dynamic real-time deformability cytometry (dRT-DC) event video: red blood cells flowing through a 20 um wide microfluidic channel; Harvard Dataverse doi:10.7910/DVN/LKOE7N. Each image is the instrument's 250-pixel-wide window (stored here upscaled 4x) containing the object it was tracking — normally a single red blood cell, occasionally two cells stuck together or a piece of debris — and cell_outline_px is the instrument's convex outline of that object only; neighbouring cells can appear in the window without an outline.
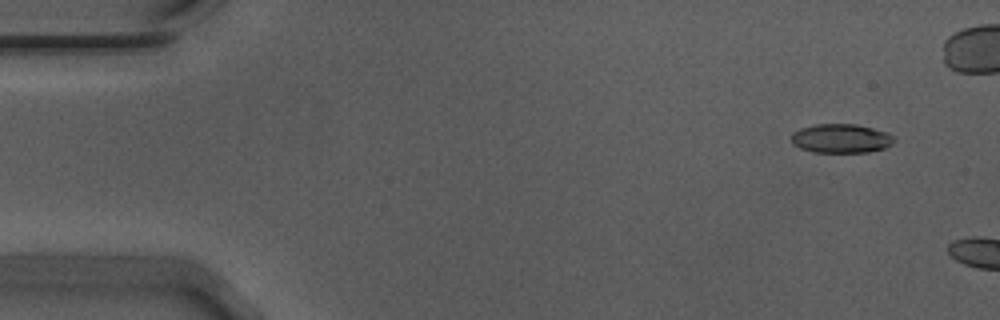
{"species": "Egyptian fruit bat (a non-hibernating species)", "species_latin": "Rousettus aegyptiacus", "temperature_condition": "warm", "stored_images_in_passage": 8, "camera_frame_rate_fps": 3000, "um_per_image_px": 0.085, "animal": {"sex": "male"}, "frame": {"image": 1, "passage_image": 4, "time_ms": 1.0, "image_size_px": [1000, 320], "cell_outline_px": [[896, 140], [892, 144], [884, 148], [868, 152], [812, 152], [800, 148], [792, 144], [792, 132], [800, 128], [816, 124], [856, 124], [888, 132], [896, 136]], "centroid_in_image_um": [71.51, 11.76], "position_along_channel_um": 13.5, "area_um2": 17.57}}